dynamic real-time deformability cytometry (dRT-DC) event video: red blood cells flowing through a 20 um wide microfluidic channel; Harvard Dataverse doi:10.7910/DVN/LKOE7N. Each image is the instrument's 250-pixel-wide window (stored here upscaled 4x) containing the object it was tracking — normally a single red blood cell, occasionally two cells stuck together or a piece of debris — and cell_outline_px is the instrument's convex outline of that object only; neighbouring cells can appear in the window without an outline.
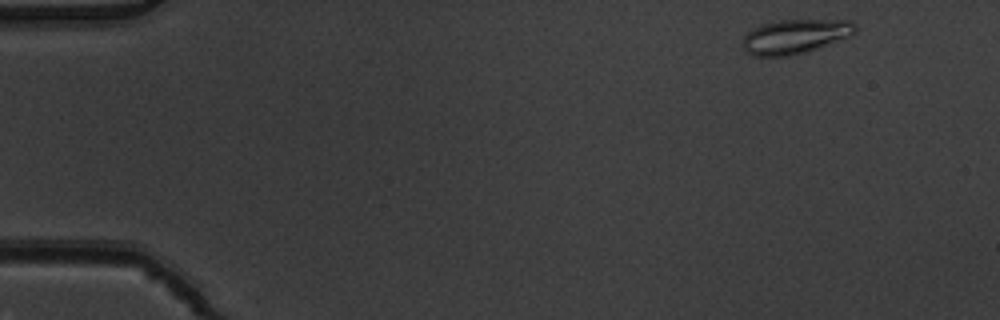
{"species": "common noctule bat (a hibernating species)", "species_latin": "Nyctalus noctula", "temperature_condition": "warm", "stored_images_in_passage": 5, "camera_frame_rate_fps": 3000, "um_per_image_px": 0.085, "animal": {"sex": "male", "body_mass_g": 19.5, "forearm_length_mm": 54.6}, "frame": {"image": 1, "passage_image": 1, "time_ms": 0.0, "image_size_px": [1000, 320], "cell_outline_px": [[856, 32], [848, 36], [816, 48], [792, 56], [752, 56], [740, 44], [744, 36], [748, 32], [764, 24], [780, 20], [852, 20], [856, 24]], "centroid_in_image_um": [67.57, 3.1], "position_along_channel_um": 17.4, "area_um2": 22.25}}
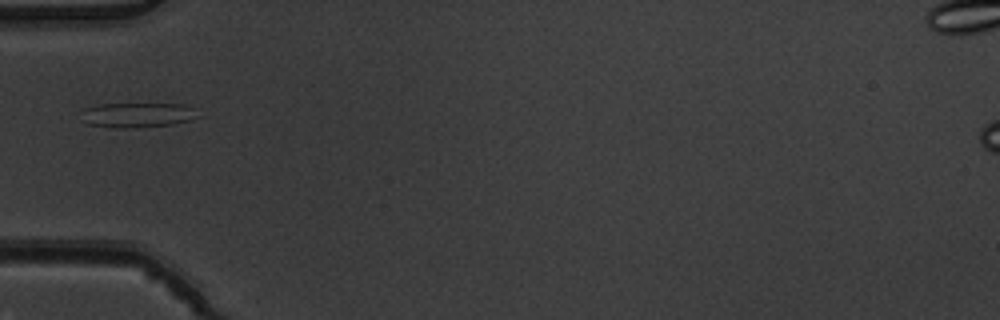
{"frame": {"image": 2, "passage_image": 4, "time_ms": 1.0, "image_size_px": [1000, 320], "cell_outline_px": [[200, 116], [192, 120], [172, 124], [136, 128], [116, 128], [88, 124], [84, 108], [100, 104], [184, 104], [192, 108]], "centroid_in_image_um": [11.78, 9.78], "position_along_channel_um": 73.2, "area_um2": 16.59}}
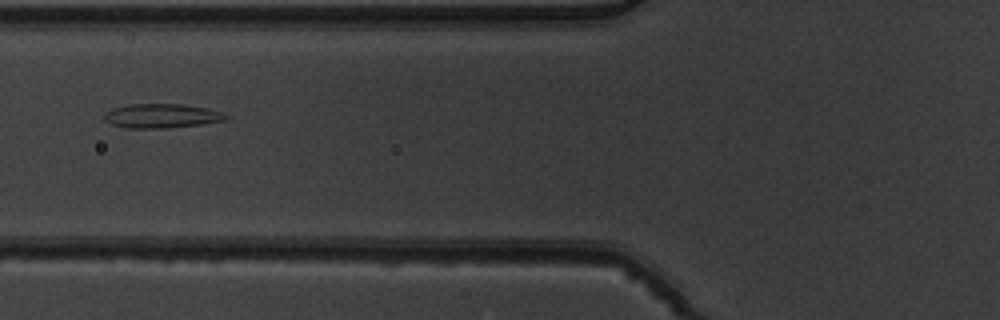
{"frame": {"image": 3, "passage_image": 5, "time_ms": 1.333, "image_size_px": [1000, 320], "cell_outline_px": [[228, 116], [224, 120], [200, 124], [168, 128], [124, 128], [112, 124], [104, 120], [104, 116], [112, 108], [128, 104], [184, 104], [208, 108], [220, 112]], "centroid_in_image_um": [13.71, 9.85], "position_along_channel_um": 112.1, "area_um2": 17.05}}